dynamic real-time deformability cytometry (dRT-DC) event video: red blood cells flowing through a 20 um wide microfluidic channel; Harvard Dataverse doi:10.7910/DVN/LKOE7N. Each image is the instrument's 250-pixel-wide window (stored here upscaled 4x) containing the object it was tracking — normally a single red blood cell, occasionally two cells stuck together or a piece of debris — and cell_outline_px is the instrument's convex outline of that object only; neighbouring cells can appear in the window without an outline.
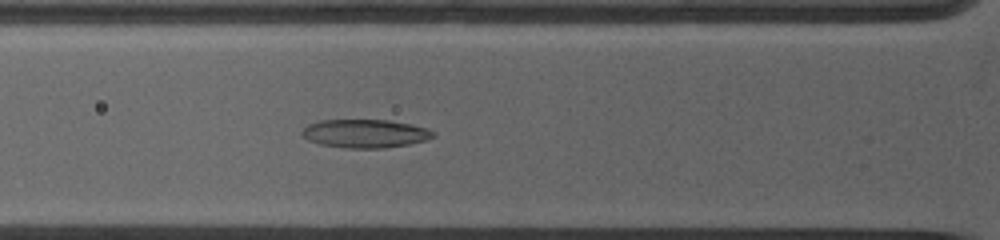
{"species": "common noctule bat (a hibernating species)", "species_latin": "Nyctalus noctula", "temperature_condition": "warm", "stored_images_in_passage": 54, "camera_frame_rate_fps": 5000, "um_per_image_px": 0.085, "animal": {"sex": "female", "body_mass_g": 19.0, "forearm_length_mm": 53.3}, "frame": {"image": 1, "passage_image": 31, "time_ms": 3.4, "image_size_px": [1000, 240], "cell_outline_px": [[436, 136], [424, 140], [408, 144], [384, 148], [348, 148], [320, 144], [308, 140], [300, 132], [308, 124], [320, 120], [388, 120], [412, 124], [428, 128], [436, 132]], "centroid_in_image_um": [31.06, 11.34], "position_along_channel_um": 94.7, "area_um2": 21.73}}
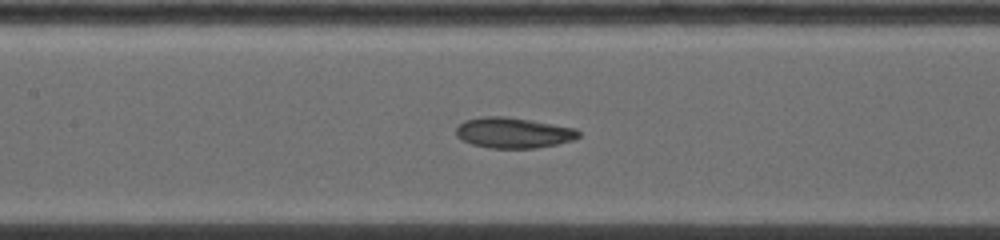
{"frame": {"image": 2, "passage_image": 46, "time_ms": 5.2, "image_size_px": [1000, 240], "cell_outline_px": [[580, 136], [572, 140], [556, 144], [536, 148], [488, 148], [472, 144], [456, 136], [456, 128], [464, 120], [480, 116], [504, 116], [576, 128], [580, 132]], "centroid_in_image_um": [43.61, 11.28], "position_along_channel_um": 163.8, "area_um2": 21.73}}
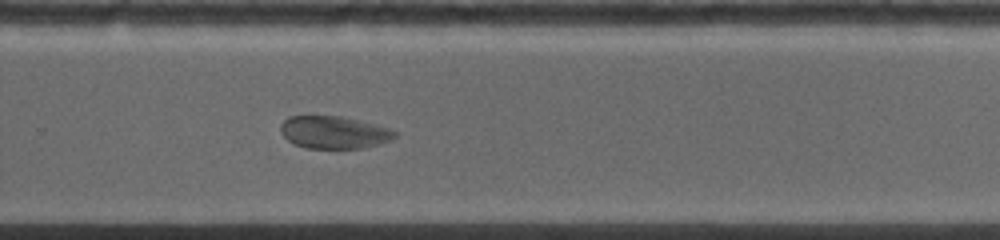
{"frame": {"image": 3, "passage_image": 54, "time_ms": 8.8, "image_size_px": [1000, 240], "cell_outline_px": [[396, 136], [392, 140], [364, 148], [304, 148], [292, 144], [280, 132], [280, 124], [288, 116], [340, 116], [360, 120], [388, 128], [396, 132]], "centroid_in_image_um": [28.35, 11.25], "position_along_channel_um": 301.4, "area_um2": 21.73}}